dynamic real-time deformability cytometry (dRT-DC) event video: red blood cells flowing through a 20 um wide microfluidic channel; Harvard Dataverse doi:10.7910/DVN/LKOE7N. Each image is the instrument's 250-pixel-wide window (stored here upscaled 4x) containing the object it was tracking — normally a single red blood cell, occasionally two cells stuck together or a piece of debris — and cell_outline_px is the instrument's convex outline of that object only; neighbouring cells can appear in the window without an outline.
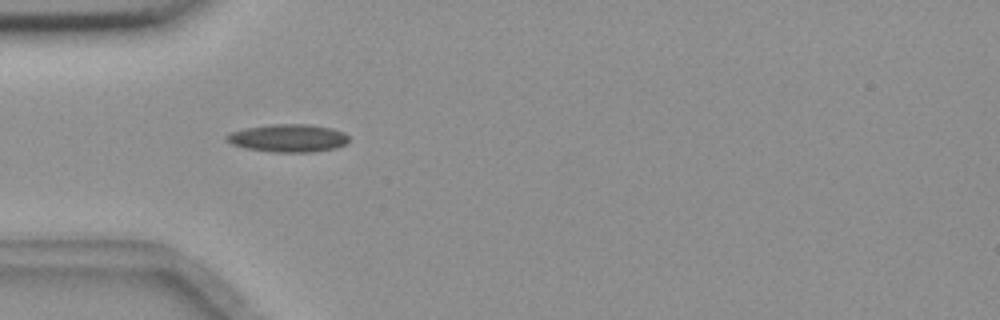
{"species": "common noctule bat (a hibernating species)", "species_latin": "Nyctalus noctula", "temperature_condition": "room temperature", "stored_images_in_passage": 6, "camera_frame_rate_fps": 3000, "um_per_image_px": 0.085, "animal": {"sex": "female", "body_mass_g": 18.4}, "frame": {"image": 1, "passage_image": 5, "time_ms": 1.333, "image_size_px": [1000, 320], "cell_outline_px": [[348, 144], [336, 148], [312, 152], [272, 152], [244, 148], [232, 144], [224, 140], [224, 136], [232, 132], [244, 128], [272, 124], [308, 124], [332, 128], [344, 132], [348, 136]], "centroid_in_image_um": [24.49, 11.74], "position_along_channel_um": 60.5, "area_um2": 20.06}}